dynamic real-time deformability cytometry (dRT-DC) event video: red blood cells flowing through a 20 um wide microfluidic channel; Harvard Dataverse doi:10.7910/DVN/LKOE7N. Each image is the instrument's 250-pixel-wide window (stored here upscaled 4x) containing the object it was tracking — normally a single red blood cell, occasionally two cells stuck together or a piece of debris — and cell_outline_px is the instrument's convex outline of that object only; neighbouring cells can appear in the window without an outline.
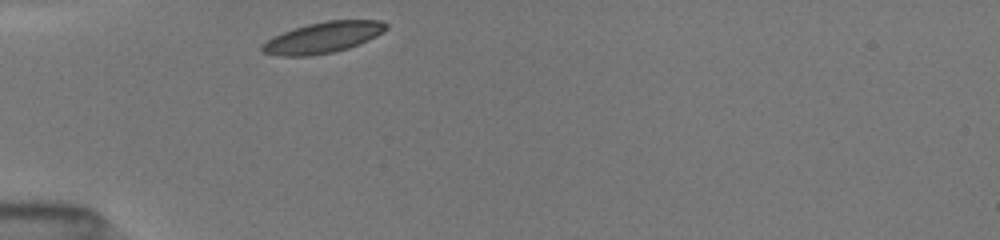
{"species": "common noctule bat (a hibernating species)", "species_latin": "Nyctalus noctula", "temperature_condition": "room temperature", "stored_images_in_passage": 29, "camera_frame_rate_fps": 3000, "um_per_image_px": 0.085, "animal": {"sex": "female", "body_mass_g": 19.5, "forearm_length_mm": 54.1}, "frame": {"image": 1, "passage_image": 1, "time_ms": 0.0, "image_size_px": [1000, 240], "cell_outline_px": [[388, 28], [376, 36], [360, 44], [348, 48], [332, 52], [308, 56], [280, 56], [260, 52], [260, 44], [272, 36], [308, 24], [328, 20], [380, 20], [388, 24]], "centroid_in_image_um": [27.42, 3.19], "position_along_channel_um": 57.6, "area_um2": 22.43}}
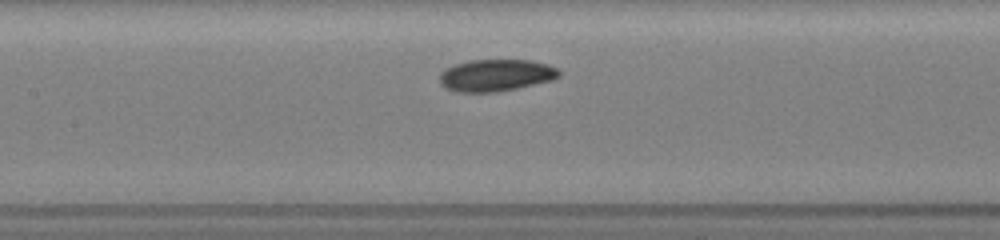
{"frame": {"image": 2, "passage_image": 10, "time_ms": 3.0, "image_size_px": [1000, 240], "cell_outline_px": [[560, 76], [552, 80], [516, 88], [496, 92], [456, 92], [444, 88], [440, 84], [440, 72], [444, 68], [468, 60], [528, 60], [548, 64], [560, 68]], "centroid_in_image_um": [42.13, 6.39], "position_along_channel_um": 165.3, "area_um2": 22.43}}
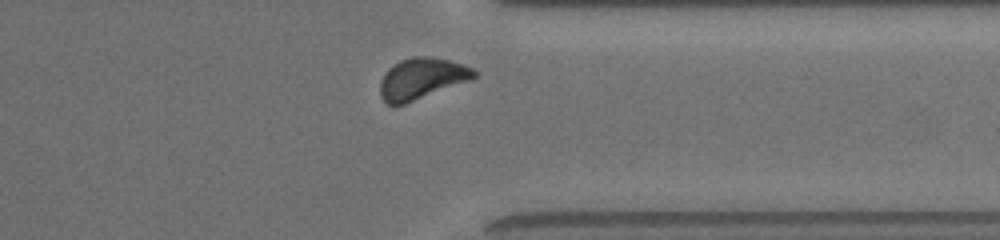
{"frame": {"image": 3, "passage_image": 26, "time_ms": 8.333, "image_size_px": [1000, 240], "cell_outline_px": [[476, 76], [468, 80], [404, 104], [388, 104], [380, 96], [380, 80], [388, 68], [400, 60], [412, 56], [432, 56], [464, 64], [472, 68], [476, 72]], "centroid_in_image_um": [35.81, 6.65], "position_along_channel_um": 375.6, "area_um2": 22.2}, "authors_computed_cell_mechanics": {"area_um2": 22.4264, "velocity_mm_per_s": 3.9759, "shape_relaxation_time_tau1_ms": 1.5726, "shape_relaxation_time_tau2_ms": 5.0042, "deformation_change_tau1": 0.0733, "deformation_change_tau2": 0.0965}}